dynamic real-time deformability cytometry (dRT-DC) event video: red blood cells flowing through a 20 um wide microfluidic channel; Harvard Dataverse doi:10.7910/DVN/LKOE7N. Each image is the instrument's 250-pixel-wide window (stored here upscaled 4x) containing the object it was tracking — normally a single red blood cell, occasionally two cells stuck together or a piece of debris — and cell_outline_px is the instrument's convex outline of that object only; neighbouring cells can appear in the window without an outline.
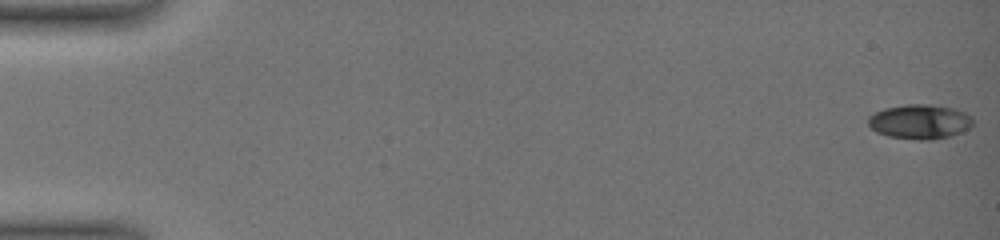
{"species": "common noctule bat (a hibernating species)", "species_latin": "Nyctalus noctula", "temperature_condition": "warm", "stored_images_in_passage": 31, "camera_frame_rate_fps": 3000, "um_per_image_px": 0.085, "animal": {"sex": "female", "body_mass_g": 19.0, "forearm_length_mm": 51.5}, "frame": {"image": 1, "passage_image": 1, "time_ms": 0.0, "image_size_px": [1000, 240], "cell_outline_px": [[972, 124], [968, 128], [952, 136], [932, 140], [920, 140], [888, 136], [876, 132], [868, 124], [868, 116], [884, 108], [908, 104], [932, 104], [956, 108], [972, 116]], "centroid_in_image_um": [78.19, 10.34], "position_along_channel_um": 6.8, "area_um2": 21.21}}
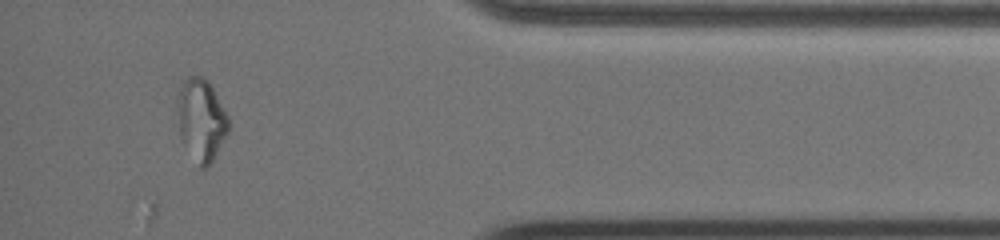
{"frame": {"image": 2, "passage_image": 31, "time_ms": 16.667, "image_size_px": [1000, 240], "cell_outline_px": [[228, 132], [212, 160], [204, 168], [200, 168], [180, 136], [176, 104], [176, 96], [180, 84], [188, 76], [204, 76], [208, 80], [228, 116]], "centroid_in_image_um": [17.07, 10.11], "position_along_channel_um": 418.1, "area_um2": 24.22}}